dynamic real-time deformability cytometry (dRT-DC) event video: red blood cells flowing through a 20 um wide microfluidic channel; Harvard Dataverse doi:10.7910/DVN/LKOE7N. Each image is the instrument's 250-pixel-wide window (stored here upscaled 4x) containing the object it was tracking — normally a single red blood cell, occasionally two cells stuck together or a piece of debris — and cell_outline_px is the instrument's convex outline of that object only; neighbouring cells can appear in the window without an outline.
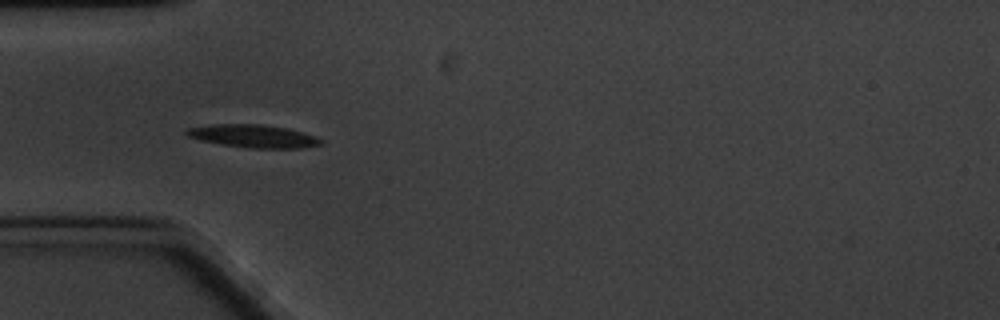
{"species": "common noctule bat (a hibernating species)", "species_latin": "Nyctalus noctula", "temperature_condition": "cold", "stored_images_in_passage": 6, "camera_frame_rate_fps": 3000, "um_per_image_px": 0.085, "animal": {"sex": "male", "body_mass_g": 20.1, "forearm_length_mm": 53.5}, "frame": {"image": 1, "passage_image": 4, "time_ms": 3.333, "image_size_px": [1000, 320], "cell_outline_px": [[324, 144], [300, 148], [248, 148], [200, 140], [188, 136], [184, 132], [188, 128], [212, 124], [260, 124], [288, 128], [316, 136], [324, 140]], "centroid_in_image_um": [21.58, 11.57], "position_along_channel_um": 63.4, "area_um2": 17.92}}